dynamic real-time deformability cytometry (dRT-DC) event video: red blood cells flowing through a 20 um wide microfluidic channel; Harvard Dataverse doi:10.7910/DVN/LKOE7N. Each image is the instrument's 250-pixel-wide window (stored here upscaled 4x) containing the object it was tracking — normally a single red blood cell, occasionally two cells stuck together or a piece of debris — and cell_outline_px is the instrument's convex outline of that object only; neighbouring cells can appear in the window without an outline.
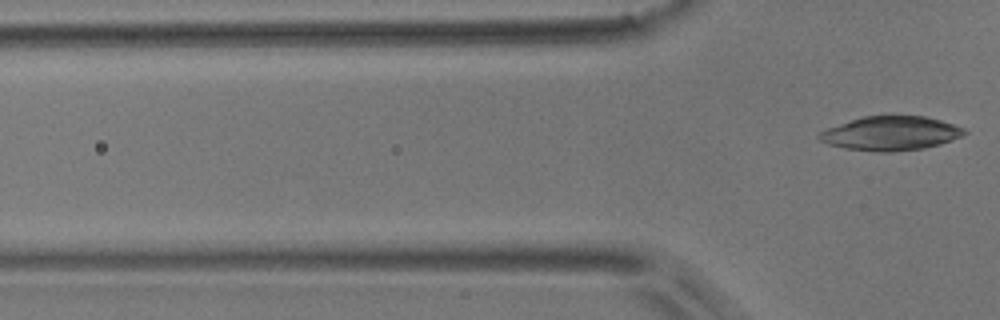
{"species": "common noctule bat (a hibernating species)", "species_latin": "Nyctalus noctula", "temperature_condition": "room temperature", "stored_images_in_passage": 4, "segment_of_instrument_passage": [2, 2], "camera_frame_rate_fps": 3000, "um_per_image_px": 0.085, "animal": {"sex": "male", "body_mass_g": 17.9}, "frame": {"image": 1, "passage_image": 4, "time_ms": 3.667, "image_size_px": [1000, 320], "cell_outline_px": [[968, 132], [964, 136], [940, 144], [924, 148], [892, 152], [880, 152], [844, 148], [828, 144], [820, 140], [816, 136], [820, 132], [828, 128], [864, 116], [924, 116], [940, 120], [964, 128]], "centroid_in_image_um": [75.74, 11.34], "position_along_channel_um": 50.1, "area_um2": 28.67}}